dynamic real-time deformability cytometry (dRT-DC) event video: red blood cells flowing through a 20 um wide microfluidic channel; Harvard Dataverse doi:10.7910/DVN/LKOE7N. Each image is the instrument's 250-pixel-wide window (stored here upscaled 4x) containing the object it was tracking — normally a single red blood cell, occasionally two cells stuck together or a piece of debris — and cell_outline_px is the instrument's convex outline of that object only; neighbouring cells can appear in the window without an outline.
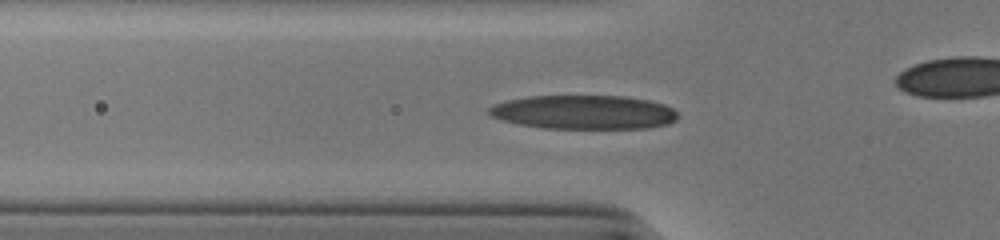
{"species": "human", "species_latin": "Homo sapiens", "temperature_condition": "cold", "stored_images_in_passage": 43, "camera_frame_rate_fps": 3000, "um_per_image_px": 0.085, "donor": {"sex": "male"}, "frame": {"image": 1, "passage_image": 18, "time_ms": 5.667, "image_size_px": [1000, 240], "cell_outline_px": [[676, 120], [668, 124], [648, 128], [540, 128], [500, 120], [492, 116], [488, 112], [488, 108], [492, 104], [508, 100], [528, 96], [624, 96], [648, 100], [664, 104], [672, 108], [676, 112]], "centroid_in_image_um": [49.6, 9.53], "position_along_channel_um": 76.2, "area_um2": 37.4}}
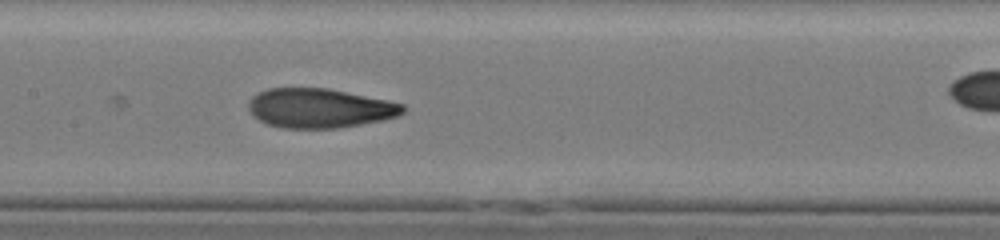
{"frame": {"image": 2, "passage_image": 26, "time_ms": 8.333, "image_size_px": [1000, 240], "cell_outline_px": [[404, 112], [396, 116], [384, 120], [336, 128], [284, 128], [268, 124], [260, 120], [248, 108], [248, 100], [252, 96], [268, 88], [328, 88], [388, 100], [404, 104]], "centroid_in_image_um": [27.18, 9.18], "position_along_channel_um": 180.2, "area_um2": 35.26}}
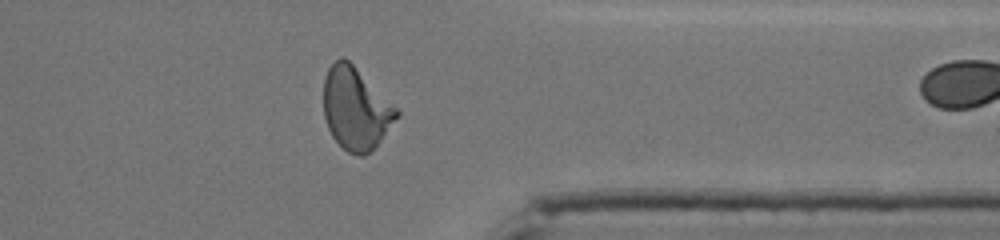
{"frame": {"image": 3, "passage_image": 42, "time_ms": 13.667, "image_size_px": [1000, 240], "cell_outline_px": [[400, 116], [380, 140], [364, 156], [360, 156], [348, 152], [332, 136], [328, 128], [324, 116], [324, 76], [328, 68], [340, 56], [344, 56], [400, 108]], "centroid_in_image_um": [30.26, 9.2], "position_along_channel_um": 381.1, "area_um2": 35.2}}